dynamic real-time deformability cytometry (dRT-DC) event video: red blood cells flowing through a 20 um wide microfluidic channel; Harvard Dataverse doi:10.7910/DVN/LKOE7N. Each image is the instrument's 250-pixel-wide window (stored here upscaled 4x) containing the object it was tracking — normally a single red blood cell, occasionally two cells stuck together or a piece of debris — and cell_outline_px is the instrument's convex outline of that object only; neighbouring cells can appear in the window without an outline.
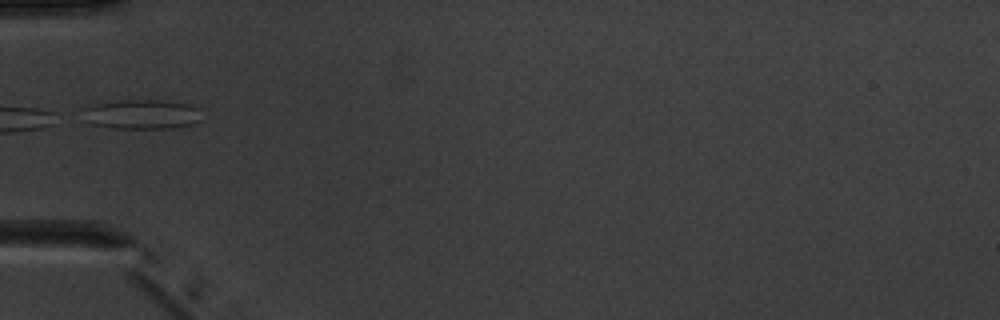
{"species": "common noctule bat (a hibernating species)", "species_latin": "Nyctalus noctula", "temperature_condition": "warm", "stored_images_in_passage": 6, "camera_frame_rate_fps": 3000, "um_per_image_px": 0.085, "animal": {"sex": "male", "body_mass_g": 20.1, "forearm_length_mm": 53.5}, "frame": {"image": 1, "passage_image": 5, "time_ms": 4.667, "image_size_px": [1000, 320], "cell_outline_px": [[200, 120], [192, 124], [172, 128], [108, 128], [92, 124], [80, 108], [92, 104], [116, 100], [156, 100], [188, 104], [200, 108]], "centroid_in_image_um": [12.03, 9.71], "position_along_channel_um": 73.0, "area_um2": 20.52}}
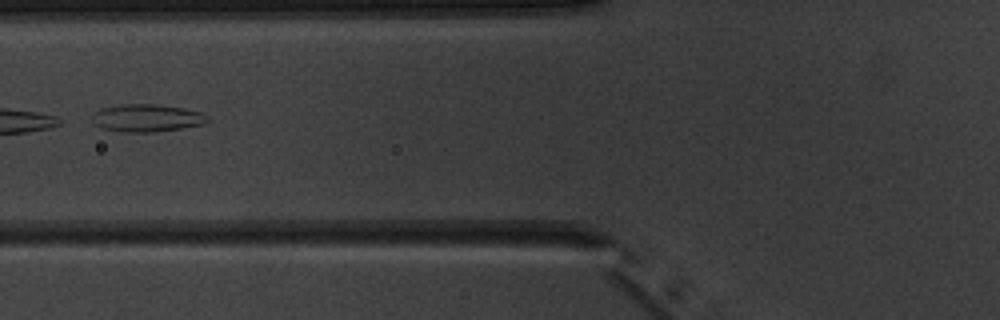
{"frame": {"image": 2, "passage_image": 6, "time_ms": 5.667, "image_size_px": [1000, 320], "cell_outline_px": [[208, 120], [204, 124], [180, 128], [152, 132], [120, 132], [100, 128], [92, 120], [92, 116], [100, 108], [120, 104], [156, 104], [184, 108], [200, 112], [208, 116]], "centroid_in_image_um": [12.45, 10.02], "position_along_channel_um": 113.3, "area_um2": 18.55}}